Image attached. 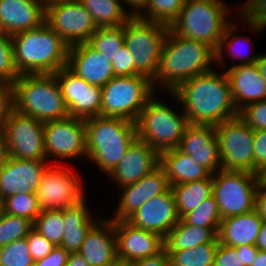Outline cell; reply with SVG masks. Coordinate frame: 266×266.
I'll return each instance as SVG.
<instances>
[{
	"mask_svg": "<svg viewBox=\"0 0 266 266\" xmlns=\"http://www.w3.org/2000/svg\"><path fill=\"white\" fill-rule=\"evenodd\" d=\"M215 69L190 78L168 92L181 105L189 123L216 126L238 116L227 74L222 68L221 73Z\"/></svg>",
	"mask_w": 266,
	"mask_h": 266,
	"instance_id": "1",
	"label": "cell"
},
{
	"mask_svg": "<svg viewBox=\"0 0 266 266\" xmlns=\"http://www.w3.org/2000/svg\"><path fill=\"white\" fill-rule=\"evenodd\" d=\"M212 64L215 65V51L208 44L169 31L153 88L156 92H173L184 81L213 70Z\"/></svg>",
	"mask_w": 266,
	"mask_h": 266,
	"instance_id": "2",
	"label": "cell"
},
{
	"mask_svg": "<svg viewBox=\"0 0 266 266\" xmlns=\"http://www.w3.org/2000/svg\"><path fill=\"white\" fill-rule=\"evenodd\" d=\"M13 63L19 75L53 74L67 66L68 46L46 23L11 36Z\"/></svg>",
	"mask_w": 266,
	"mask_h": 266,
	"instance_id": "3",
	"label": "cell"
},
{
	"mask_svg": "<svg viewBox=\"0 0 266 266\" xmlns=\"http://www.w3.org/2000/svg\"><path fill=\"white\" fill-rule=\"evenodd\" d=\"M86 162L108 175L137 138L136 123L123 118L97 116L85 120Z\"/></svg>",
	"mask_w": 266,
	"mask_h": 266,
	"instance_id": "4",
	"label": "cell"
},
{
	"mask_svg": "<svg viewBox=\"0 0 266 266\" xmlns=\"http://www.w3.org/2000/svg\"><path fill=\"white\" fill-rule=\"evenodd\" d=\"M230 7L224 0H186L169 31L208 44L215 51L232 22L230 14L234 9Z\"/></svg>",
	"mask_w": 266,
	"mask_h": 266,
	"instance_id": "5",
	"label": "cell"
},
{
	"mask_svg": "<svg viewBox=\"0 0 266 266\" xmlns=\"http://www.w3.org/2000/svg\"><path fill=\"white\" fill-rule=\"evenodd\" d=\"M13 86L16 112L44 123L69 116L54 74H22Z\"/></svg>",
	"mask_w": 266,
	"mask_h": 266,
	"instance_id": "6",
	"label": "cell"
},
{
	"mask_svg": "<svg viewBox=\"0 0 266 266\" xmlns=\"http://www.w3.org/2000/svg\"><path fill=\"white\" fill-rule=\"evenodd\" d=\"M158 93L162 92L157 91L148 99L135 123L137 138L161 154L178 148L189 122L182 107L178 113L160 100Z\"/></svg>",
	"mask_w": 266,
	"mask_h": 266,
	"instance_id": "7",
	"label": "cell"
},
{
	"mask_svg": "<svg viewBox=\"0 0 266 266\" xmlns=\"http://www.w3.org/2000/svg\"><path fill=\"white\" fill-rule=\"evenodd\" d=\"M123 29L124 44L132 54L135 71L153 81L169 26L131 16L123 24Z\"/></svg>",
	"mask_w": 266,
	"mask_h": 266,
	"instance_id": "8",
	"label": "cell"
},
{
	"mask_svg": "<svg viewBox=\"0 0 266 266\" xmlns=\"http://www.w3.org/2000/svg\"><path fill=\"white\" fill-rule=\"evenodd\" d=\"M101 116L136 122L148 99L156 92L143 75L114 76L101 88Z\"/></svg>",
	"mask_w": 266,
	"mask_h": 266,
	"instance_id": "9",
	"label": "cell"
},
{
	"mask_svg": "<svg viewBox=\"0 0 266 266\" xmlns=\"http://www.w3.org/2000/svg\"><path fill=\"white\" fill-rule=\"evenodd\" d=\"M212 181L222 219L255 210L258 174L221 169L212 175Z\"/></svg>",
	"mask_w": 266,
	"mask_h": 266,
	"instance_id": "10",
	"label": "cell"
},
{
	"mask_svg": "<svg viewBox=\"0 0 266 266\" xmlns=\"http://www.w3.org/2000/svg\"><path fill=\"white\" fill-rule=\"evenodd\" d=\"M215 129L222 169L254 174L255 131L239 115L216 125Z\"/></svg>",
	"mask_w": 266,
	"mask_h": 266,
	"instance_id": "11",
	"label": "cell"
},
{
	"mask_svg": "<svg viewBox=\"0 0 266 266\" xmlns=\"http://www.w3.org/2000/svg\"><path fill=\"white\" fill-rule=\"evenodd\" d=\"M55 163L46 168L35 193L42 210H62L76 206L87 198L86 186L78 173Z\"/></svg>",
	"mask_w": 266,
	"mask_h": 266,
	"instance_id": "12",
	"label": "cell"
},
{
	"mask_svg": "<svg viewBox=\"0 0 266 266\" xmlns=\"http://www.w3.org/2000/svg\"><path fill=\"white\" fill-rule=\"evenodd\" d=\"M8 157L47 161L44 147V122L15 110L0 126Z\"/></svg>",
	"mask_w": 266,
	"mask_h": 266,
	"instance_id": "13",
	"label": "cell"
},
{
	"mask_svg": "<svg viewBox=\"0 0 266 266\" xmlns=\"http://www.w3.org/2000/svg\"><path fill=\"white\" fill-rule=\"evenodd\" d=\"M44 147L47 161L86 159L85 120L67 116L44 123ZM54 158V159H53Z\"/></svg>",
	"mask_w": 266,
	"mask_h": 266,
	"instance_id": "14",
	"label": "cell"
},
{
	"mask_svg": "<svg viewBox=\"0 0 266 266\" xmlns=\"http://www.w3.org/2000/svg\"><path fill=\"white\" fill-rule=\"evenodd\" d=\"M45 23L68 47L87 43L98 29L80 0H68L45 10Z\"/></svg>",
	"mask_w": 266,
	"mask_h": 266,
	"instance_id": "15",
	"label": "cell"
},
{
	"mask_svg": "<svg viewBox=\"0 0 266 266\" xmlns=\"http://www.w3.org/2000/svg\"><path fill=\"white\" fill-rule=\"evenodd\" d=\"M53 74L60 86L69 116L83 120L101 116V87L87 83L67 66Z\"/></svg>",
	"mask_w": 266,
	"mask_h": 266,
	"instance_id": "16",
	"label": "cell"
},
{
	"mask_svg": "<svg viewBox=\"0 0 266 266\" xmlns=\"http://www.w3.org/2000/svg\"><path fill=\"white\" fill-rule=\"evenodd\" d=\"M114 231L117 258L122 263L154 256L165 248L159 234L134 227L126 220L114 221Z\"/></svg>",
	"mask_w": 266,
	"mask_h": 266,
	"instance_id": "17",
	"label": "cell"
},
{
	"mask_svg": "<svg viewBox=\"0 0 266 266\" xmlns=\"http://www.w3.org/2000/svg\"><path fill=\"white\" fill-rule=\"evenodd\" d=\"M180 219L169 187L164 193L145 202L126 221L134 227L157 233L165 239Z\"/></svg>",
	"mask_w": 266,
	"mask_h": 266,
	"instance_id": "18",
	"label": "cell"
},
{
	"mask_svg": "<svg viewBox=\"0 0 266 266\" xmlns=\"http://www.w3.org/2000/svg\"><path fill=\"white\" fill-rule=\"evenodd\" d=\"M53 164L41 160L8 157L0 172V199L24 193H36L46 168Z\"/></svg>",
	"mask_w": 266,
	"mask_h": 266,
	"instance_id": "19",
	"label": "cell"
},
{
	"mask_svg": "<svg viewBox=\"0 0 266 266\" xmlns=\"http://www.w3.org/2000/svg\"><path fill=\"white\" fill-rule=\"evenodd\" d=\"M160 166V154L146 142L136 138L128 147L117 166L107 177L120 189L138 182Z\"/></svg>",
	"mask_w": 266,
	"mask_h": 266,
	"instance_id": "20",
	"label": "cell"
},
{
	"mask_svg": "<svg viewBox=\"0 0 266 266\" xmlns=\"http://www.w3.org/2000/svg\"><path fill=\"white\" fill-rule=\"evenodd\" d=\"M170 187L164 170L159 166L153 172L142 177L138 182L121 187L118 205L109 218L126 220L145 202L164 193Z\"/></svg>",
	"mask_w": 266,
	"mask_h": 266,
	"instance_id": "21",
	"label": "cell"
},
{
	"mask_svg": "<svg viewBox=\"0 0 266 266\" xmlns=\"http://www.w3.org/2000/svg\"><path fill=\"white\" fill-rule=\"evenodd\" d=\"M212 175L222 169L215 126L189 123L178 146Z\"/></svg>",
	"mask_w": 266,
	"mask_h": 266,
	"instance_id": "22",
	"label": "cell"
},
{
	"mask_svg": "<svg viewBox=\"0 0 266 266\" xmlns=\"http://www.w3.org/2000/svg\"><path fill=\"white\" fill-rule=\"evenodd\" d=\"M67 67L87 83L101 88L115 76L111 61L88 43L68 48Z\"/></svg>",
	"mask_w": 266,
	"mask_h": 266,
	"instance_id": "23",
	"label": "cell"
},
{
	"mask_svg": "<svg viewBox=\"0 0 266 266\" xmlns=\"http://www.w3.org/2000/svg\"><path fill=\"white\" fill-rule=\"evenodd\" d=\"M79 253L89 266H114L117 258L114 220L102 217L91 227Z\"/></svg>",
	"mask_w": 266,
	"mask_h": 266,
	"instance_id": "24",
	"label": "cell"
},
{
	"mask_svg": "<svg viewBox=\"0 0 266 266\" xmlns=\"http://www.w3.org/2000/svg\"><path fill=\"white\" fill-rule=\"evenodd\" d=\"M45 23V9L38 0H0V31L15 34Z\"/></svg>",
	"mask_w": 266,
	"mask_h": 266,
	"instance_id": "25",
	"label": "cell"
},
{
	"mask_svg": "<svg viewBox=\"0 0 266 266\" xmlns=\"http://www.w3.org/2000/svg\"><path fill=\"white\" fill-rule=\"evenodd\" d=\"M225 72L237 111L249 103L266 99V81L255 63L227 67Z\"/></svg>",
	"mask_w": 266,
	"mask_h": 266,
	"instance_id": "26",
	"label": "cell"
},
{
	"mask_svg": "<svg viewBox=\"0 0 266 266\" xmlns=\"http://www.w3.org/2000/svg\"><path fill=\"white\" fill-rule=\"evenodd\" d=\"M85 198L76 206L62 209V218L64 221V234L61 247L65 248L69 253L79 252L82 243L91 227L101 218V215L93 214L89 210ZM95 216V217H94Z\"/></svg>",
	"mask_w": 266,
	"mask_h": 266,
	"instance_id": "27",
	"label": "cell"
},
{
	"mask_svg": "<svg viewBox=\"0 0 266 266\" xmlns=\"http://www.w3.org/2000/svg\"><path fill=\"white\" fill-rule=\"evenodd\" d=\"M262 222L256 210L223 218L218 232L219 243L232 247L255 245Z\"/></svg>",
	"mask_w": 266,
	"mask_h": 266,
	"instance_id": "28",
	"label": "cell"
},
{
	"mask_svg": "<svg viewBox=\"0 0 266 266\" xmlns=\"http://www.w3.org/2000/svg\"><path fill=\"white\" fill-rule=\"evenodd\" d=\"M240 21L236 19L233 20L232 22L226 27V30L222 36V38L220 39V43L218 45V48L215 50V67L217 65L218 66H222L223 67V71H225V66L226 65L224 62L225 58H230V56L232 57V64L230 63V66H228L229 68L235 67V66H239V65H246V64H253L255 63V61L258 59L259 54L254 53L253 49L251 51L250 45L252 46V42L250 41L251 37L249 38V36L247 37L246 35L241 36V35H237L239 32V28L241 27V24L244 23V21L239 17ZM240 22V23H239ZM248 45V46H247ZM241 48V49H240ZM247 49L252 52L247 51ZM225 50L227 51V53L225 52ZM247 51V52H246ZM224 53H226L225 57H224ZM228 55V57H227ZM230 55V56H229ZM238 60L237 63H235V61L233 60ZM234 62V63H233Z\"/></svg>",
	"mask_w": 266,
	"mask_h": 266,
	"instance_id": "29",
	"label": "cell"
},
{
	"mask_svg": "<svg viewBox=\"0 0 266 266\" xmlns=\"http://www.w3.org/2000/svg\"><path fill=\"white\" fill-rule=\"evenodd\" d=\"M160 167L164 170L170 186L203 180L211 175L193 157L183 153L178 148L160 154Z\"/></svg>",
	"mask_w": 266,
	"mask_h": 266,
	"instance_id": "30",
	"label": "cell"
},
{
	"mask_svg": "<svg viewBox=\"0 0 266 266\" xmlns=\"http://www.w3.org/2000/svg\"><path fill=\"white\" fill-rule=\"evenodd\" d=\"M218 232L219 228L193 226L181 218L164 239L165 249L185 250L212 243L218 237Z\"/></svg>",
	"mask_w": 266,
	"mask_h": 266,
	"instance_id": "31",
	"label": "cell"
},
{
	"mask_svg": "<svg viewBox=\"0 0 266 266\" xmlns=\"http://www.w3.org/2000/svg\"><path fill=\"white\" fill-rule=\"evenodd\" d=\"M177 212L182 218L186 213L195 209L202 201L213 195L212 174L203 180L171 185Z\"/></svg>",
	"mask_w": 266,
	"mask_h": 266,
	"instance_id": "32",
	"label": "cell"
},
{
	"mask_svg": "<svg viewBox=\"0 0 266 266\" xmlns=\"http://www.w3.org/2000/svg\"><path fill=\"white\" fill-rule=\"evenodd\" d=\"M97 27L119 26L132 16L122 0H80Z\"/></svg>",
	"mask_w": 266,
	"mask_h": 266,
	"instance_id": "33",
	"label": "cell"
},
{
	"mask_svg": "<svg viewBox=\"0 0 266 266\" xmlns=\"http://www.w3.org/2000/svg\"><path fill=\"white\" fill-rule=\"evenodd\" d=\"M218 244L217 237L212 243L197 245L192 249L167 250L169 261L176 266H213Z\"/></svg>",
	"mask_w": 266,
	"mask_h": 266,
	"instance_id": "34",
	"label": "cell"
},
{
	"mask_svg": "<svg viewBox=\"0 0 266 266\" xmlns=\"http://www.w3.org/2000/svg\"><path fill=\"white\" fill-rule=\"evenodd\" d=\"M258 251L255 245L232 247L219 243L213 266H253Z\"/></svg>",
	"mask_w": 266,
	"mask_h": 266,
	"instance_id": "35",
	"label": "cell"
},
{
	"mask_svg": "<svg viewBox=\"0 0 266 266\" xmlns=\"http://www.w3.org/2000/svg\"><path fill=\"white\" fill-rule=\"evenodd\" d=\"M185 3L186 0H148L146 6L136 16L170 26Z\"/></svg>",
	"mask_w": 266,
	"mask_h": 266,
	"instance_id": "36",
	"label": "cell"
},
{
	"mask_svg": "<svg viewBox=\"0 0 266 266\" xmlns=\"http://www.w3.org/2000/svg\"><path fill=\"white\" fill-rule=\"evenodd\" d=\"M87 43L98 52L104 53L111 61L124 44L123 25L98 27Z\"/></svg>",
	"mask_w": 266,
	"mask_h": 266,
	"instance_id": "37",
	"label": "cell"
},
{
	"mask_svg": "<svg viewBox=\"0 0 266 266\" xmlns=\"http://www.w3.org/2000/svg\"><path fill=\"white\" fill-rule=\"evenodd\" d=\"M182 219L190 225L205 228H220L221 214L212 195L201 202L199 206L186 213Z\"/></svg>",
	"mask_w": 266,
	"mask_h": 266,
	"instance_id": "38",
	"label": "cell"
},
{
	"mask_svg": "<svg viewBox=\"0 0 266 266\" xmlns=\"http://www.w3.org/2000/svg\"><path fill=\"white\" fill-rule=\"evenodd\" d=\"M34 229L54 246H60L64 234L62 210H42L33 223Z\"/></svg>",
	"mask_w": 266,
	"mask_h": 266,
	"instance_id": "39",
	"label": "cell"
},
{
	"mask_svg": "<svg viewBox=\"0 0 266 266\" xmlns=\"http://www.w3.org/2000/svg\"><path fill=\"white\" fill-rule=\"evenodd\" d=\"M5 214L27 218L35 222L42 209L35 193L11 195L4 199Z\"/></svg>",
	"mask_w": 266,
	"mask_h": 266,
	"instance_id": "40",
	"label": "cell"
},
{
	"mask_svg": "<svg viewBox=\"0 0 266 266\" xmlns=\"http://www.w3.org/2000/svg\"><path fill=\"white\" fill-rule=\"evenodd\" d=\"M236 15L240 17L248 29L254 34L261 33L266 29V0H245V2L236 7Z\"/></svg>",
	"mask_w": 266,
	"mask_h": 266,
	"instance_id": "41",
	"label": "cell"
},
{
	"mask_svg": "<svg viewBox=\"0 0 266 266\" xmlns=\"http://www.w3.org/2000/svg\"><path fill=\"white\" fill-rule=\"evenodd\" d=\"M33 228V222L27 218L4 214L0 220V247L25 238Z\"/></svg>",
	"mask_w": 266,
	"mask_h": 266,
	"instance_id": "42",
	"label": "cell"
},
{
	"mask_svg": "<svg viewBox=\"0 0 266 266\" xmlns=\"http://www.w3.org/2000/svg\"><path fill=\"white\" fill-rule=\"evenodd\" d=\"M26 237L0 247V266H33Z\"/></svg>",
	"mask_w": 266,
	"mask_h": 266,
	"instance_id": "43",
	"label": "cell"
},
{
	"mask_svg": "<svg viewBox=\"0 0 266 266\" xmlns=\"http://www.w3.org/2000/svg\"><path fill=\"white\" fill-rule=\"evenodd\" d=\"M18 77L13 63L11 36L0 31V82L14 84Z\"/></svg>",
	"mask_w": 266,
	"mask_h": 266,
	"instance_id": "44",
	"label": "cell"
},
{
	"mask_svg": "<svg viewBox=\"0 0 266 266\" xmlns=\"http://www.w3.org/2000/svg\"><path fill=\"white\" fill-rule=\"evenodd\" d=\"M238 115L254 131L266 130V99L245 105Z\"/></svg>",
	"mask_w": 266,
	"mask_h": 266,
	"instance_id": "45",
	"label": "cell"
},
{
	"mask_svg": "<svg viewBox=\"0 0 266 266\" xmlns=\"http://www.w3.org/2000/svg\"><path fill=\"white\" fill-rule=\"evenodd\" d=\"M111 63L115 76L125 77L139 75L134 69L132 54L125 44L114 54Z\"/></svg>",
	"mask_w": 266,
	"mask_h": 266,
	"instance_id": "46",
	"label": "cell"
},
{
	"mask_svg": "<svg viewBox=\"0 0 266 266\" xmlns=\"http://www.w3.org/2000/svg\"><path fill=\"white\" fill-rule=\"evenodd\" d=\"M29 252L34 261L44 258L55 247L34 228L26 236Z\"/></svg>",
	"mask_w": 266,
	"mask_h": 266,
	"instance_id": "47",
	"label": "cell"
},
{
	"mask_svg": "<svg viewBox=\"0 0 266 266\" xmlns=\"http://www.w3.org/2000/svg\"><path fill=\"white\" fill-rule=\"evenodd\" d=\"M254 174L266 172V130L254 133Z\"/></svg>",
	"mask_w": 266,
	"mask_h": 266,
	"instance_id": "48",
	"label": "cell"
},
{
	"mask_svg": "<svg viewBox=\"0 0 266 266\" xmlns=\"http://www.w3.org/2000/svg\"><path fill=\"white\" fill-rule=\"evenodd\" d=\"M14 111V86L0 82V126Z\"/></svg>",
	"mask_w": 266,
	"mask_h": 266,
	"instance_id": "49",
	"label": "cell"
},
{
	"mask_svg": "<svg viewBox=\"0 0 266 266\" xmlns=\"http://www.w3.org/2000/svg\"><path fill=\"white\" fill-rule=\"evenodd\" d=\"M69 254L65 248L55 246L48 255L35 261L33 266H65Z\"/></svg>",
	"mask_w": 266,
	"mask_h": 266,
	"instance_id": "50",
	"label": "cell"
},
{
	"mask_svg": "<svg viewBox=\"0 0 266 266\" xmlns=\"http://www.w3.org/2000/svg\"><path fill=\"white\" fill-rule=\"evenodd\" d=\"M169 261V255L167 250L164 248L158 254L135 260L131 262V266H166Z\"/></svg>",
	"mask_w": 266,
	"mask_h": 266,
	"instance_id": "51",
	"label": "cell"
},
{
	"mask_svg": "<svg viewBox=\"0 0 266 266\" xmlns=\"http://www.w3.org/2000/svg\"><path fill=\"white\" fill-rule=\"evenodd\" d=\"M255 210L262 219L266 220V190L261 185L256 193Z\"/></svg>",
	"mask_w": 266,
	"mask_h": 266,
	"instance_id": "52",
	"label": "cell"
},
{
	"mask_svg": "<svg viewBox=\"0 0 266 266\" xmlns=\"http://www.w3.org/2000/svg\"><path fill=\"white\" fill-rule=\"evenodd\" d=\"M124 7L132 16H136L148 3V0H122Z\"/></svg>",
	"mask_w": 266,
	"mask_h": 266,
	"instance_id": "53",
	"label": "cell"
},
{
	"mask_svg": "<svg viewBox=\"0 0 266 266\" xmlns=\"http://www.w3.org/2000/svg\"><path fill=\"white\" fill-rule=\"evenodd\" d=\"M65 266H89L85 258L79 253H70Z\"/></svg>",
	"mask_w": 266,
	"mask_h": 266,
	"instance_id": "54",
	"label": "cell"
},
{
	"mask_svg": "<svg viewBox=\"0 0 266 266\" xmlns=\"http://www.w3.org/2000/svg\"><path fill=\"white\" fill-rule=\"evenodd\" d=\"M255 246L261 251H266V220L264 219L261 224Z\"/></svg>",
	"mask_w": 266,
	"mask_h": 266,
	"instance_id": "55",
	"label": "cell"
},
{
	"mask_svg": "<svg viewBox=\"0 0 266 266\" xmlns=\"http://www.w3.org/2000/svg\"><path fill=\"white\" fill-rule=\"evenodd\" d=\"M7 159H8L7 146L5 144L4 136L0 130V172L2 171Z\"/></svg>",
	"mask_w": 266,
	"mask_h": 266,
	"instance_id": "56",
	"label": "cell"
},
{
	"mask_svg": "<svg viewBox=\"0 0 266 266\" xmlns=\"http://www.w3.org/2000/svg\"><path fill=\"white\" fill-rule=\"evenodd\" d=\"M255 65L257 66L261 76L266 81V53L259 54L258 59L255 61Z\"/></svg>",
	"mask_w": 266,
	"mask_h": 266,
	"instance_id": "57",
	"label": "cell"
},
{
	"mask_svg": "<svg viewBox=\"0 0 266 266\" xmlns=\"http://www.w3.org/2000/svg\"><path fill=\"white\" fill-rule=\"evenodd\" d=\"M253 266H266V251H258Z\"/></svg>",
	"mask_w": 266,
	"mask_h": 266,
	"instance_id": "58",
	"label": "cell"
},
{
	"mask_svg": "<svg viewBox=\"0 0 266 266\" xmlns=\"http://www.w3.org/2000/svg\"><path fill=\"white\" fill-rule=\"evenodd\" d=\"M41 5L44 7V9L46 10L47 8L59 4V3H63L66 2L68 0H38Z\"/></svg>",
	"mask_w": 266,
	"mask_h": 266,
	"instance_id": "59",
	"label": "cell"
},
{
	"mask_svg": "<svg viewBox=\"0 0 266 266\" xmlns=\"http://www.w3.org/2000/svg\"><path fill=\"white\" fill-rule=\"evenodd\" d=\"M260 185L266 190V172L259 175Z\"/></svg>",
	"mask_w": 266,
	"mask_h": 266,
	"instance_id": "60",
	"label": "cell"
},
{
	"mask_svg": "<svg viewBox=\"0 0 266 266\" xmlns=\"http://www.w3.org/2000/svg\"><path fill=\"white\" fill-rule=\"evenodd\" d=\"M5 214V209H4V200L0 199V220Z\"/></svg>",
	"mask_w": 266,
	"mask_h": 266,
	"instance_id": "61",
	"label": "cell"
},
{
	"mask_svg": "<svg viewBox=\"0 0 266 266\" xmlns=\"http://www.w3.org/2000/svg\"><path fill=\"white\" fill-rule=\"evenodd\" d=\"M114 266H131L130 263H122V262H118L117 264H115Z\"/></svg>",
	"mask_w": 266,
	"mask_h": 266,
	"instance_id": "62",
	"label": "cell"
},
{
	"mask_svg": "<svg viewBox=\"0 0 266 266\" xmlns=\"http://www.w3.org/2000/svg\"><path fill=\"white\" fill-rule=\"evenodd\" d=\"M166 266H176V265H174L172 262L168 261Z\"/></svg>",
	"mask_w": 266,
	"mask_h": 266,
	"instance_id": "63",
	"label": "cell"
}]
</instances>
